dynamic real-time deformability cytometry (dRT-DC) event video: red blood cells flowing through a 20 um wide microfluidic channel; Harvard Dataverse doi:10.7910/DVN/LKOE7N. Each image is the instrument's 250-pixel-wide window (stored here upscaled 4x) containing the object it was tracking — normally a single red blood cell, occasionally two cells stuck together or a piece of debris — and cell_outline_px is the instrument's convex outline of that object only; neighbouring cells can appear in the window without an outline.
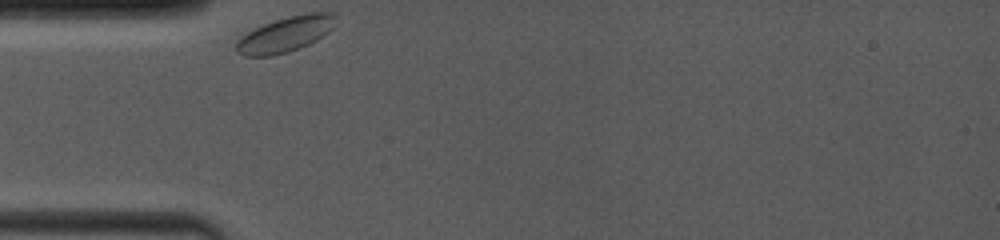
{"species": "common noctule bat (a hibernating species)", "species_latin": "Nyctalus noctula", "temperature_condition": "room temperature", "stored_images_in_passage": 3, "camera_frame_rate_fps": 4000, "um_per_image_px": 0.085, "animal": {"sex": "female", "body_mass_g": 19.0, "forearm_length_mm": 53.3}, "frame": {"image": 1, "passage_image": 1, "time_ms": 0.0, "image_size_px": [1000, 240], "cell_outline_px": [[336, 16], [332, 28], [328, 32], [316, 40], [308, 44], [288, 52], [272, 56], [244, 56], [236, 52], [236, 40], [240, 36], [264, 24], [288, 16], [308, 12], [332, 12]], "centroid_in_image_um": [24.24, 2.92], "position_along_channel_um": 60.8, "area_um2": 20.4}}